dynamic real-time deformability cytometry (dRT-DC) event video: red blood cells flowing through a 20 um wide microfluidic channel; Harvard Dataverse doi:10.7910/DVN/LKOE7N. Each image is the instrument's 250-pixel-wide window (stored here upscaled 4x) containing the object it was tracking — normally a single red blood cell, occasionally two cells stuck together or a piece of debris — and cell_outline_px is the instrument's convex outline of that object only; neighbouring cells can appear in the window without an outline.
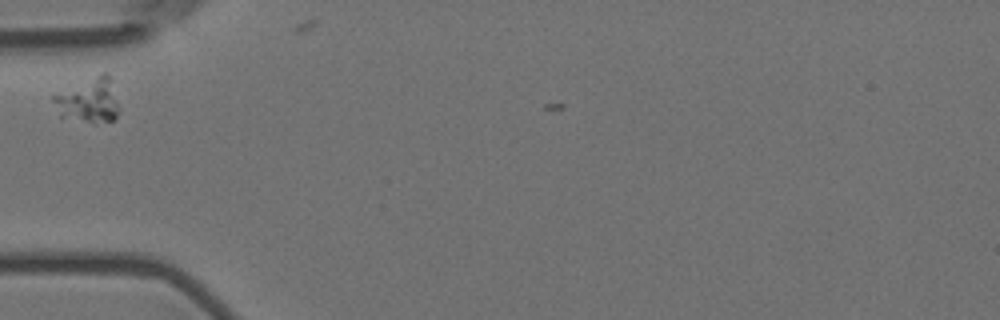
{"species": "Egyptian fruit bat (a non-hibernating species)", "species_latin": "Rousettus aegyptiacus", "temperature_condition": "room temperature", "stored_images_in_passage": 3, "camera_frame_rate_fps": 3000, "um_per_image_px": 0.085, "animal": {"sex": "female"}, "frame": {"image": 1, "passage_image": 2, "time_ms": 0.333, "image_size_px": [1000, 320], "cell_outline_px": [[120, 108], [116, 116], [112, 120], [88, 120], [60, 116], [52, 100], [52, 96], [100, 72], [108, 72], [112, 76]], "centroid_in_image_um": [7.6, 8.44], "position_along_channel_um": 77.4, "area_um2": 16.82}}